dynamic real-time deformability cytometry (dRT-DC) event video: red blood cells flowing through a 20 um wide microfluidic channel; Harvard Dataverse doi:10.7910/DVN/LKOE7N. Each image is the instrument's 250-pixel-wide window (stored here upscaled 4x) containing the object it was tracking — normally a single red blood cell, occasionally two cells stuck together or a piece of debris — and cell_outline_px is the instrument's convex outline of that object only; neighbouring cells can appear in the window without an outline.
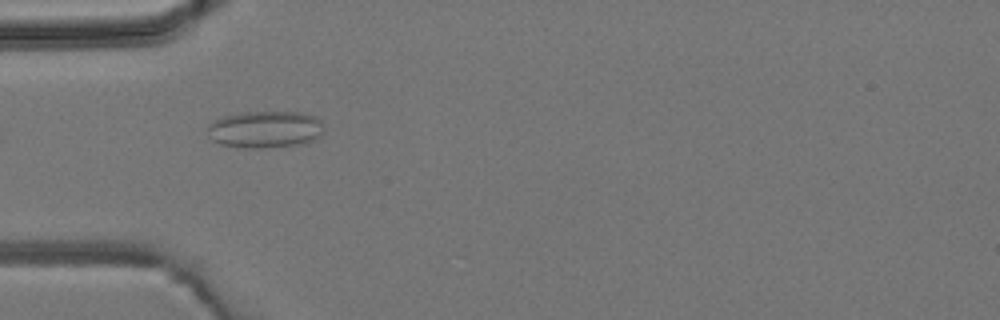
{"species": "common noctule bat (a hibernating species)", "species_latin": "Nyctalus noctula", "temperature_condition": "room temperature", "stored_images_in_passage": 5, "camera_frame_rate_fps": 3000, "um_per_image_px": 0.085, "animal": {"sex": "male", "body_mass_g": 19.2, "forearm_length_mm": 51.8}, "frame": {"image": 1, "passage_image": 4, "time_ms": 4.667, "image_size_px": [1000, 320], "cell_outline_px": [[324, 132], [320, 136], [304, 144], [268, 148], [244, 148], [220, 144], [212, 140], [208, 136], [208, 124], [224, 116], [240, 112], [300, 112], [316, 116], [320, 120], [324, 128]], "centroid_in_image_um": [22.56, 11.01], "position_along_channel_um": 62.4, "area_um2": 25.43}}